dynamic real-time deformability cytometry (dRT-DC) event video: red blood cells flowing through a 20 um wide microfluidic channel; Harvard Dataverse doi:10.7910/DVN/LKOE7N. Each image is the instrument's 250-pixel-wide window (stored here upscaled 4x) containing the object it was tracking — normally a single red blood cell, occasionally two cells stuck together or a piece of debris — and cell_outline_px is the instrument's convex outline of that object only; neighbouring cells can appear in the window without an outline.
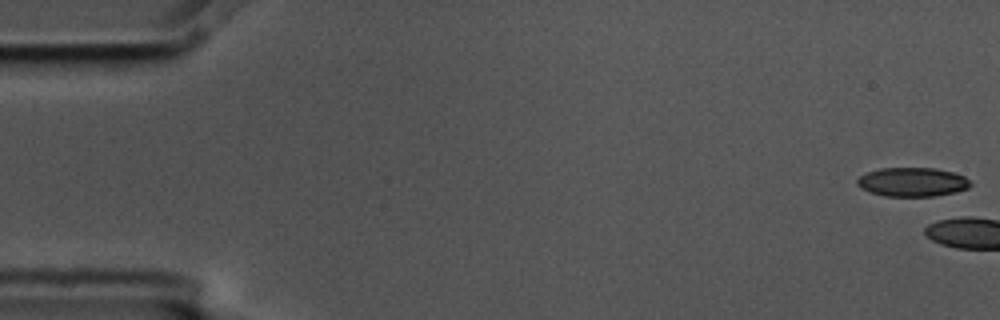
{"species": "common noctule bat (a hibernating species)", "species_latin": "Nyctalus noctula", "temperature_condition": "cold", "stored_images_in_passage": 7, "camera_frame_rate_fps": 3000, "um_per_image_px": 0.085, "animal": {"sex": "male", "body_mass_g": 17.5, "forearm_length_mm": 52.3}, "frame": {"image": 1, "passage_image": 1, "time_ms": 0.0, "image_size_px": [1000, 320], "cell_outline_px": [[972, 184], [968, 188], [956, 192], [936, 196], [884, 196], [860, 188], [856, 184], [856, 180], [860, 176], [868, 172], [880, 168], [936, 168], [952, 172], [964, 176]], "centroid_in_image_um": [77.55, 15.47], "position_along_channel_um": 7.4, "area_um2": 19.13}}
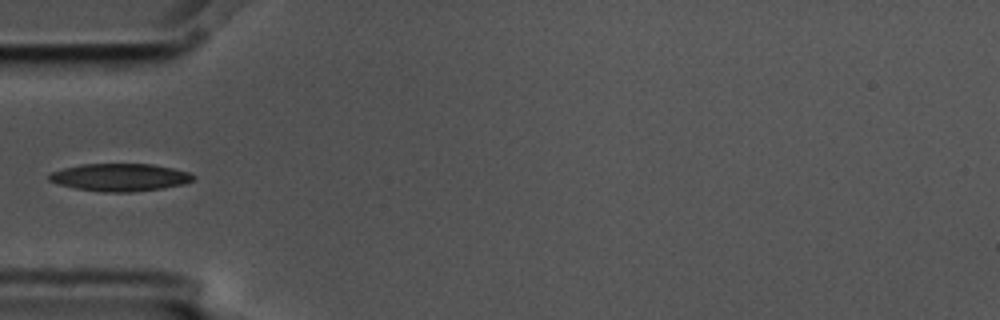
{"frame": {"image": 2, "passage_image": 5, "time_ms": 1.333, "image_size_px": [1000, 320], "cell_outline_px": [[196, 176], [192, 180], [184, 184], [160, 188], [132, 192], [104, 192], [76, 188], [60, 184], [48, 180], [48, 176], [52, 172], [64, 168], [80, 164], [152, 164], [172, 168], [188, 172]], "centroid_in_image_um": [10.19, 15.07], "position_along_channel_um": 74.8, "area_um2": 22.95}}